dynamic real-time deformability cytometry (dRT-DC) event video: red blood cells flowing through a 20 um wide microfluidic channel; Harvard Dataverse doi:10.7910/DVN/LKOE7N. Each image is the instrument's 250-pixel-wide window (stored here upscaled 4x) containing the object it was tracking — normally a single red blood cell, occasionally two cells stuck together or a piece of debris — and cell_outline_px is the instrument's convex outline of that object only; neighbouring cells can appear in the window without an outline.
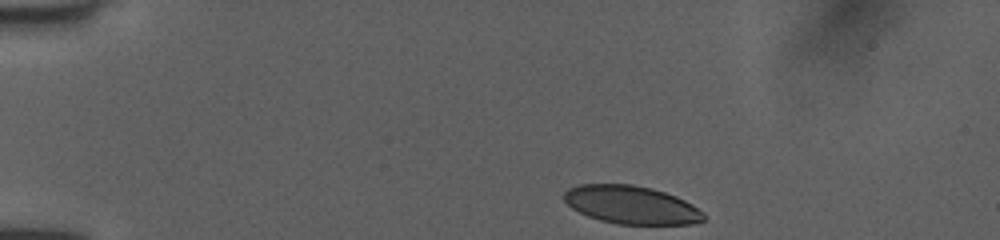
{"species": "human", "species_latin": "Homo sapiens", "temperature_condition": "room temperature", "stored_images_in_passage": 43, "camera_frame_rate_fps": 3000, "um_per_image_px": 0.085, "donor": {"sex": "female"}, "frame": {"image": 1, "passage_image": 1, "time_ms": 0.0, "image_size_px": [1000, 240], "cell_outline_px": [[704, 220], [692, 224], [616, 224], [600, 220], [588, 216], [572, 208], [564, 200], [564, 192], [568, 188], [580, 184], [632, 184], [652, 188], [676, 196], [692, 204], [704, 212]], "centroid_in_image_um": [53.66, 17.41], "position_along_channel_um": 31.3, "area_um2": 31.04}}
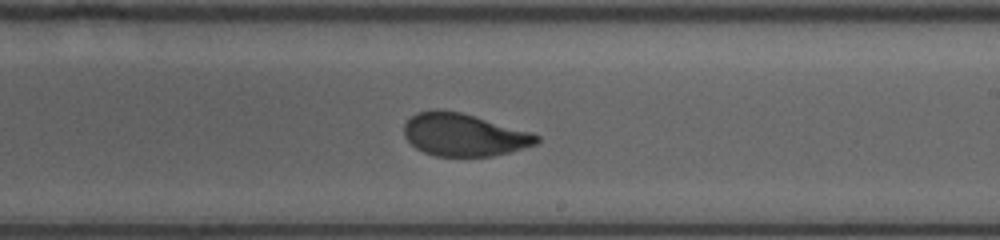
{"frame": {"image": 2, "passage_image": 23, "time_ms": 7.333, "image_size_px": [1000, 240], "cell_outline_px": [[540, 140], [536, 144], [508, 152], [492, 156], [436, 156], [424, 152], [416, 148], [404, 136], [404, 124], [416, 112], [436, 108], [460, 112], [532, 132], [540, 136]], "centroid_in_image_um": [39.41, 11.44], "position_along_channel_um": 249.6, "area_um2": 32.89}}
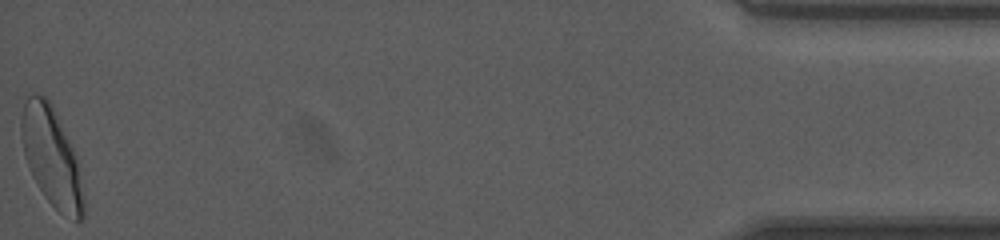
{"frame": {"image": 3, "passage_image": 43, "time_ms": 14.0, "image_size_px": [1000, 240], "cell_outline_px": [[84, 216], [80, 220], [76, 220], [60, 212], [44, 196], [32, 176], [28, 168], [20, 136], [20, 120], [24, 104], [28, 96], [44, 96], [52, 104], [72, 148], [76, 160], [84, 196]], "centroid_in_image_um": [4.35, 13.35], "position_along_channel_um": 430.8, "area_um2": 35.14}, "authors_computed_cell_mechanics": {"area_um2": 33.5818, "velocity_mm_per_s": 4.0054, "shape_relaxation_time_tau1_ms": 5.457, "shape_relaxation_time_tau2_ms": 0.7136, "deformation_change_tau1": 0.1705, "deformation_change_tau2": 0.0519}}